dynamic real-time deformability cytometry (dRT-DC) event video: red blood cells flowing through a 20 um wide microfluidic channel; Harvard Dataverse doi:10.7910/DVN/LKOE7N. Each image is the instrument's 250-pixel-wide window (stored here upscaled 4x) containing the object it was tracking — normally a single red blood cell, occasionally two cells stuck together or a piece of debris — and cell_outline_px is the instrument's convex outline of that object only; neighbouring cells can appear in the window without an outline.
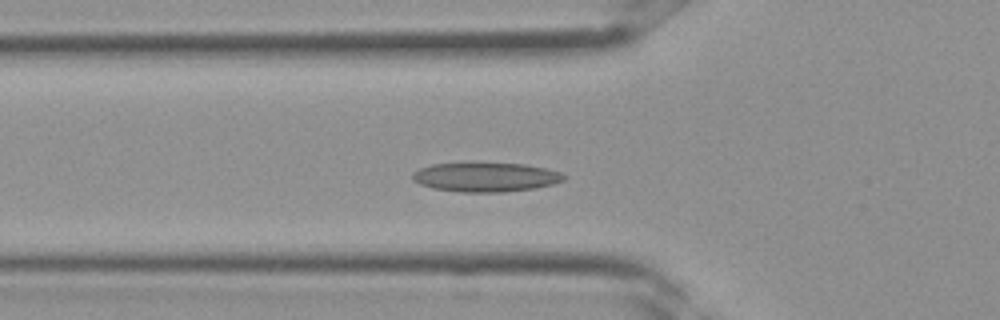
{"species": "Egyptian fruit bat (a non-hibernating species)", "species_latin": "Rousettus aegyptiacus", "temperature_condition": "room temperature", "stored_images_in_passage": 27, "camera_frame_rate_fps": 3000, "um_per_image_px": 0.085, "frame": {"image": 1, "passage_image": 3, "time_ms": 0.667, "image_size_px": [1000, 320], "cell_outline_px": [[568, 176], [564, 180], [552, 184], [536, 188], [504, 192], [460, 192], [432, 188], [420, 184], [412, 180], [412, 172], [420, 168], [432, 164], [464, 160], [472, 160], [524, 164], [544, 168], [560, 172]], "centroid_in_image_um": [41.23, 15.0], "position_along_channel_um": 84.6, "area_um2": 26.99}}
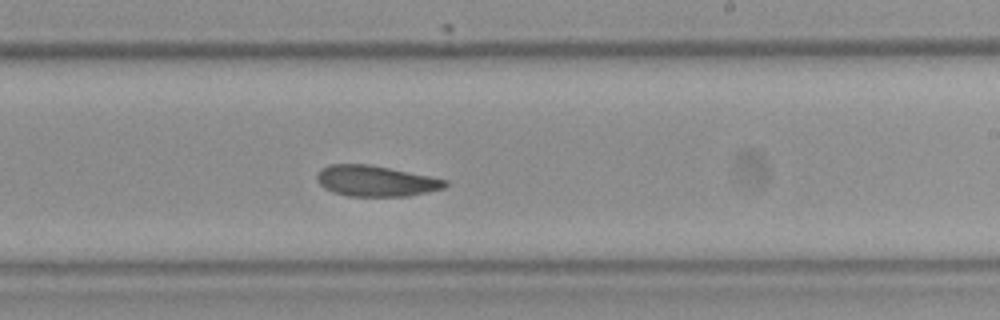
{"frame": {"image": 2, "passage_image": 12, "time_ms": 3.667, "image_size_px": [1000, 320], "cell_outline_px": [[448, 184], [444, 188], [428, 192], [408, 196], [348, 196], [332, 192], [324, 188], [316, 180], [316, 176], [320, 168], [328, 164], [368, 164], [448, 180]], "centroid_in_image_um": [31.9, 15.38], "position_along_channel_um": 257.1, "area_um2": 23.0}}
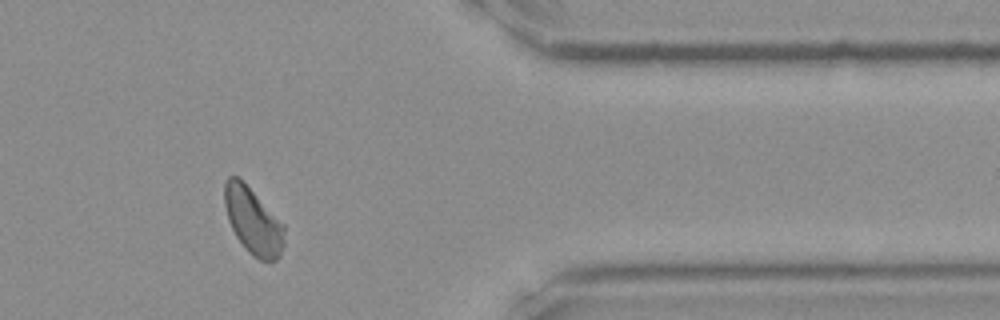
{"frame": {"image": 3, "passage_image": 20, "time_ms": 6.333, "image_size_px": [1000, 320], "cell_outline_px": [[284, 244], [280, 256], [276, 260], [260, 260], [252, 256], [248, 252], [236, 236], [228, 220], [224, 204], [224, 184], [228, 176], [236, 176], [284, 224]], "centroid_in_image_um": [21.5, 18.82], "position_along_channel_um": 389.9, "area_um2": 22.72}}